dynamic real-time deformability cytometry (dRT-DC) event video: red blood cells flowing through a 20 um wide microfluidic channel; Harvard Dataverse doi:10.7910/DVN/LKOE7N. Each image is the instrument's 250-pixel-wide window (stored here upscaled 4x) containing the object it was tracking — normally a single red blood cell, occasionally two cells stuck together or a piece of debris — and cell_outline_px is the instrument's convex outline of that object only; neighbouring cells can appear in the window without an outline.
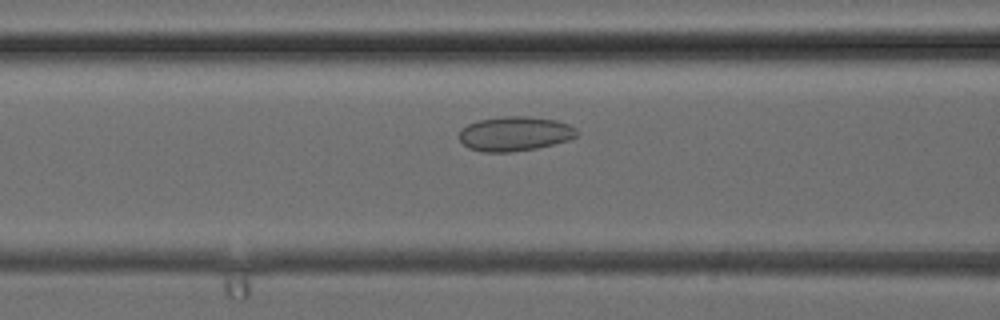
{"species": "common noctule bat (a hibernating species)", "species_latin": "Nyctalus noctula", "temperature_condition": "cold", "stored_images_in_passage": 37, "camera_frame_rate_fps": 3000, "um_per_image_px": 0.085, "animal": {"sex": "female", "body_mass_g": 24.6, "forearm_length_mm": 56.2}, "frame": {"image": 1, "passage_image": 14, "time_ms": 4.333, "image_size_px": [1000, 320], "cell_outline_px": [[580, 136], [568, 140], [536, 148], [512, 152], [484, 152], [468, 148], [460, 140], [460, 128], [468, 124], [480, 120], [504, 116], [528, 116], [556, 120], [568, 124], [576, 128], [580, 132]], "centroid_in_image_um": [43.79, 11.36], "position_along_channel_um": 122.8, "area_um2": 23.76}}
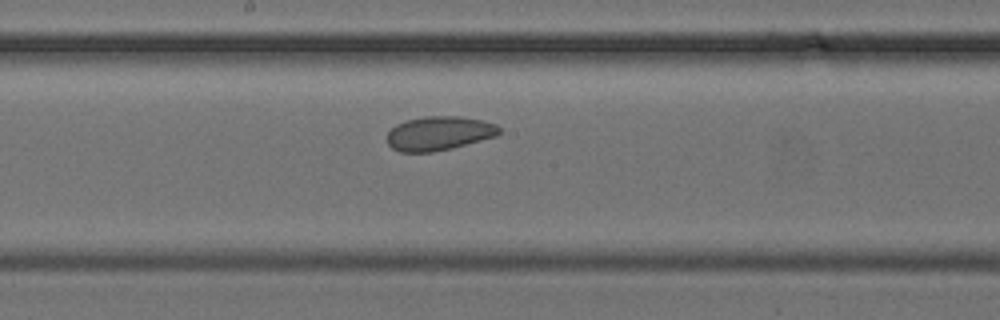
{"frame": {"image": 2, "passage_image": 19, "time_ms": 6.0, "image_size_px": [1000, 320], "cell_outline_px": [[500, 132], [496, 136], [452, 148], [432, 152], [400, 152], [392, 148], [388, 144], [388, 132], [396, 124], [408, 120], [424, 116], [460, 116], [480, 120], [496, 124], [500, 128]], "centroid_in_image_um": [37.31, 11.33], "position_along_channel_um": 210.9, "area_um2": 22.14}}
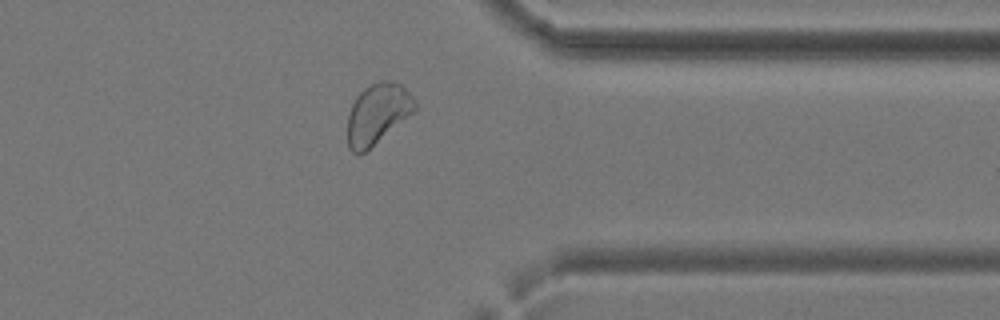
{"frame": {"image": 3, "passage_image": 29, "time_ms": 9.333, "image_size_px": [1000, 320], "cell_outline_px": [[416, 108], [412, 112], [364, 152], [356, 156], [348, 148], [348, 112], [356, 96], [364, 88], [380, 80], [392, 80], [400, 84], [412, 96], [416, 104]], "centroid_in_image_um": [32.04, 9.65], "position_along_channel_um": 379.4, "area_um2": 23.24}}